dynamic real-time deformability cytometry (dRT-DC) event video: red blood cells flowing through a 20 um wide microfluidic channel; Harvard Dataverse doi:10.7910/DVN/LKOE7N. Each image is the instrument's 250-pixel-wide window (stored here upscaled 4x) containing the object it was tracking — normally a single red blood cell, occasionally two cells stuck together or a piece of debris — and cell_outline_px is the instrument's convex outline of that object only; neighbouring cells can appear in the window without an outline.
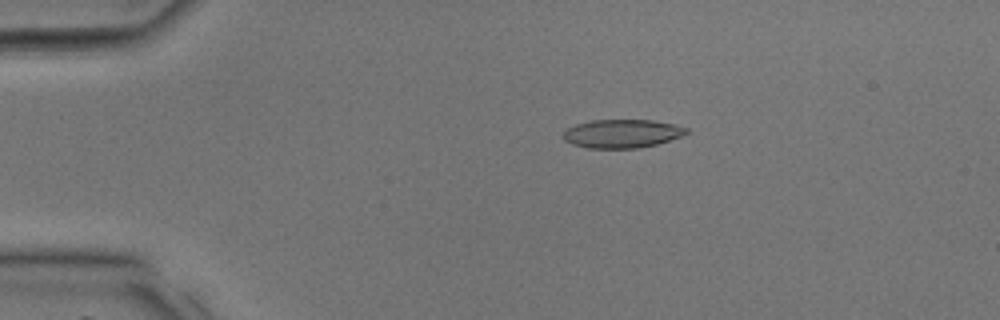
{"species": "common noctule bat (a hibernating species)", "species_latin": "Nyctalus noctula", "temperature_condition": "room temperature", "stored_images_in_passage": 36, "camera_frame_rate_fps": 3000, "um_per_image_px": 0.085, "animal": {"sex": "male", "body_mass_g": 17.9, "forearm_length_mm": 54.2}, "frame": {"image": 1, "passage_image": 8, "time_ms": 2.333, "image_size_px": [1000, 320], "cell_outline_px": [[688, 132], [680, 136], [656, 144], [640, 148], [588, 148], [572, 144], [564, 140], [564, 128], [576, 124], [592, 120], [652, 120], [676, 124], [688, 128]], "centroid_in_image_um": [52.85, 11.35], "position_along_channel_um": 32.1, "area_um2": 20.46}}
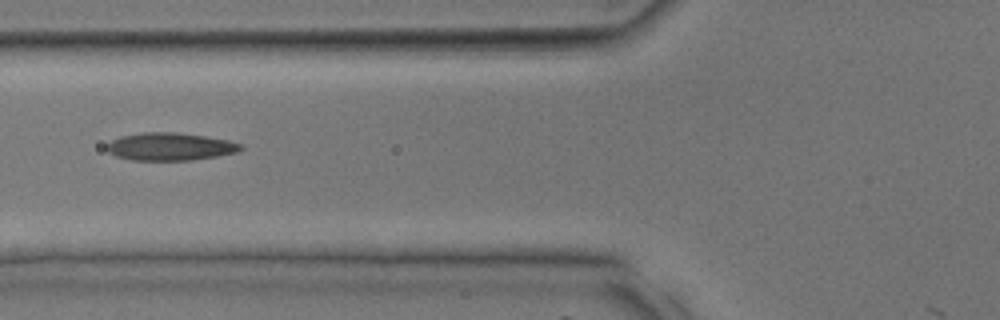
{"frame": {"image": 2, "passage_image": 15, "time_ms": 4.667, "image_size_px": [1000, 320], "cell_outline_px": [[244, 148], [240, 152], [192, 160], [132, 160], [116, 156], [108, 152], [108, 144], [112, 140], [120, 136], [144, 132], [176, 132], [204, 136], [228, 140], [244, 144]], "centroid_in_image_um": [14.51, 12.46], "position_along_channel_um": 111.3, "area_um2": 21.68}}
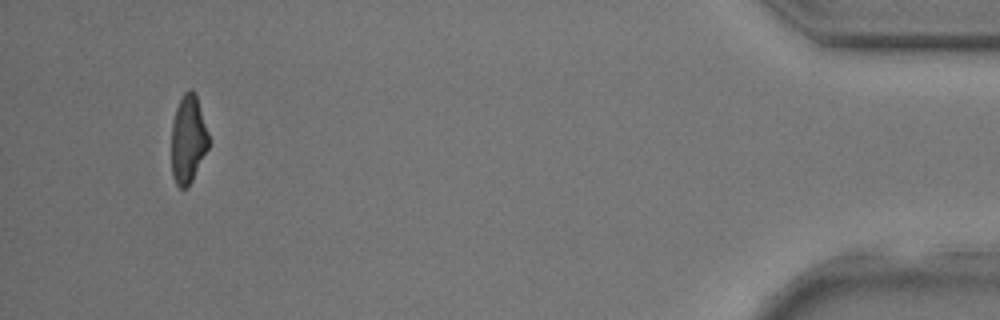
{"frame": {"image": 3, "passage_image": 35, "time_ms": 11.333, "image_size_px": [1000, 320], "cell_outline_px": [[208, 148], [188, 188], [180, 188], [176, 184], [172, 176], [172, 124], [176, 108], [184, 92], [188, 88], [192, 88], [196, 92], [208, 132]], "centroid_in_image_um": [15.99, 11.81], "position_along_channel_um": 419.2, "area_um2": 19.13}}